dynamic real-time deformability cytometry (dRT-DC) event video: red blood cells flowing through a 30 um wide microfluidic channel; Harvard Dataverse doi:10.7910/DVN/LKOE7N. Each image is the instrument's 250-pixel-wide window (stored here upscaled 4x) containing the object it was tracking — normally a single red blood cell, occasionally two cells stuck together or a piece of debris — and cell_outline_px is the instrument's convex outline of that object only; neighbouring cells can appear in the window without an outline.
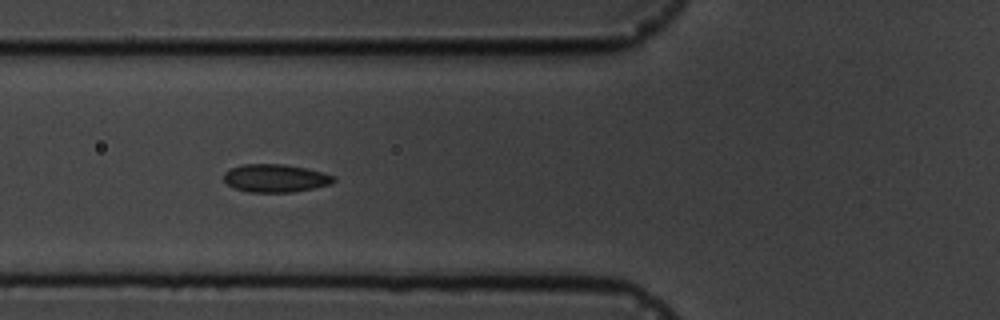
{"species": "common noctule bat (a hibernating species)", "species_latin": "Nyctalus noctula", "temperature_condition": "cold", "stored_images_in_passage": 9, "camera_frame_rate_fps": 3000, "um_per_image_px": 0.085, "animal": {"sex": "male", "body_mass_g": 19.5, "forearm_length_mm": 54.6}, "frame": {"image": 1, "passage_image": 6, "time_ms": 6.667, "image_size_px": [1000, 320], "cell_outline_px": [[336, 180], [332, 184], [292, 192], [248, 192], [236, 188], [228, 184], [224, 180], [224, 172], [240, 164], [284, 164], [324, 172], [336, 176]], "centroid_in_image_um": [23.44, 15.14], "position_along_channel_um": 102.4, "area_um2": 17.92}}
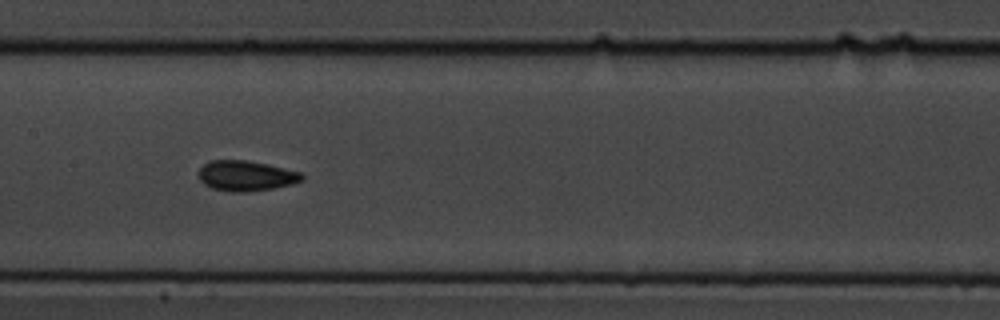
{"frame": {"image": 2, "passage_image": 8, "time_ms": 9.0, "image_size_px": [1000, 320], "cell_outline_px": [[304, 180], [292, 184], [272, 188], [244, 192], [232, 192], [212, 188], [204, 184], [200, 180], [200, 168], [204, 164], [212, 160], [244, 160], [268, 164], [300, 172], [304, 176]], "centroid_in_image_um": [20.93, 14.94], "position_along_channel_um": 186.5, "area_um2": 18.09}}
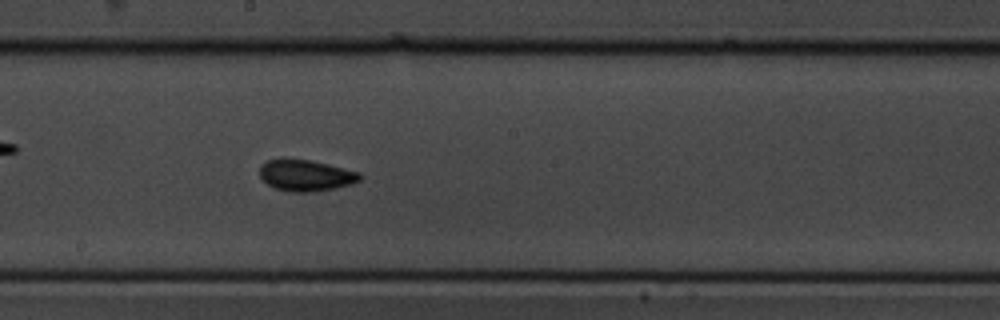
{"frame": {"image": 3, "passage_image": 9, "time_ms": 10.0, "image_size_px": [1000, 320], "cell_outline_px": [[364, 176], [360, 180], [352, 184], [336, 188], [316, 192], [288, 192], [276, 188], [268, 184], [260, 176], [260, 164], [264, 160], [284, 156], [308, 160], [328, 164], [360, 172]], "centroid_in_image_um": [25.97, 14.88], "position_along_channel_um": 222.2, "area_um2": 18.9}}